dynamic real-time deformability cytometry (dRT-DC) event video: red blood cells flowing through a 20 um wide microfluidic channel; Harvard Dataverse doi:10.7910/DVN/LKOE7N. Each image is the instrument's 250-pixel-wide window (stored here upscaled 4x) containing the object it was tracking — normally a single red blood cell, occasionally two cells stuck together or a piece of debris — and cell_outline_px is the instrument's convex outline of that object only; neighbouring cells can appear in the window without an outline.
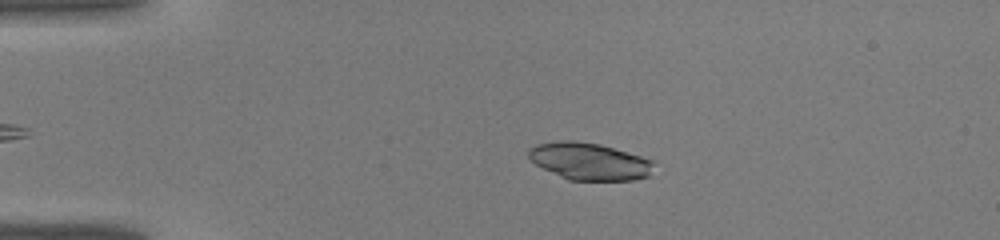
{"species": "common noctule bat (a hibernating species)", "species_latin": "Nyctalus noctula", "temperature_condition": "warm", "stored_images_in_passage": 42, "camera_frame_rate_fps": 3000, "um_per_image_px": 0.085, "animal": {"sex": "male", "body_mass_g": 19.0, "forearm_length_mm": 50.8}, "frame": {"image": 1, "passage_image": 9, "time_ms": 2.667, "image_size_px": [1000, 240], "cell_outline_px": [[652, 164], [648, 176], [632, 180], [568, 180], [536, 164], [528, 156], [528, 148], [536, 144], [564, 140], [572, 140], [600, 144], [640, 156], [652, 160]], "centroid_in_image_um": [50.05, 13.7], "position_along_channel_um": 34.9, "area_um2": 26.7}}
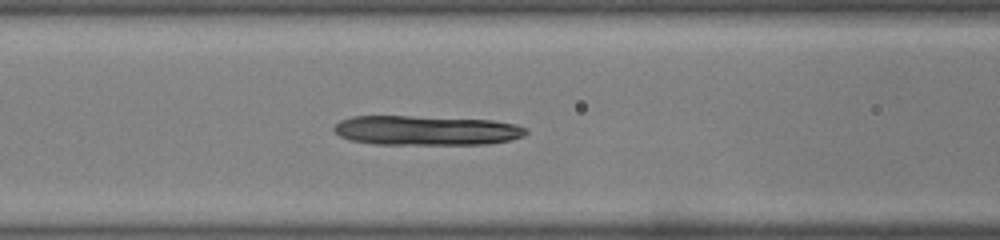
{"frame": {"image": 2, "passage_image": 18, "time_ms": 5.667, "image_size_px": [1000, 240], "cell_outline_px": [[528, 132], [524, 136], [508, 140], [488, 144], [372, 144], [352, 140], [340, 136], [332, 128], [340, 120], [352, 116], [412, 116], [492, 120], [516, 124], [528, 128]], "centroid_in_image_um": [36.24, 11.08], "position_along_channel_um": 130.4, "area_um2": 33.18}}
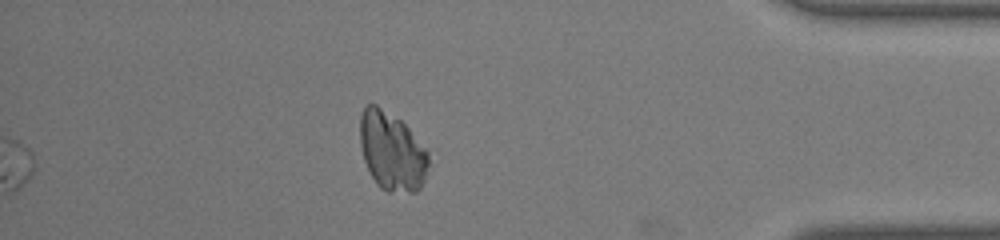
{"frame": {"image": 3, "passage_image": 37, "time_ms": 12.0, "image_size_px": [1000, 240], "cell_outline_px": [[428, 164], [424, 180], [420, 188], [416, 192], [388, 192], [380, 188], [376, 184], [364, 160], [360, 144], [360, 116], [364, 104], [376, 104], [400, 120], [408, 128], [428, 152]], "centroid_in_image_um": [33.28, 12.86], "position_along_channel_um": 401.9, "area_um2": 31.27}}